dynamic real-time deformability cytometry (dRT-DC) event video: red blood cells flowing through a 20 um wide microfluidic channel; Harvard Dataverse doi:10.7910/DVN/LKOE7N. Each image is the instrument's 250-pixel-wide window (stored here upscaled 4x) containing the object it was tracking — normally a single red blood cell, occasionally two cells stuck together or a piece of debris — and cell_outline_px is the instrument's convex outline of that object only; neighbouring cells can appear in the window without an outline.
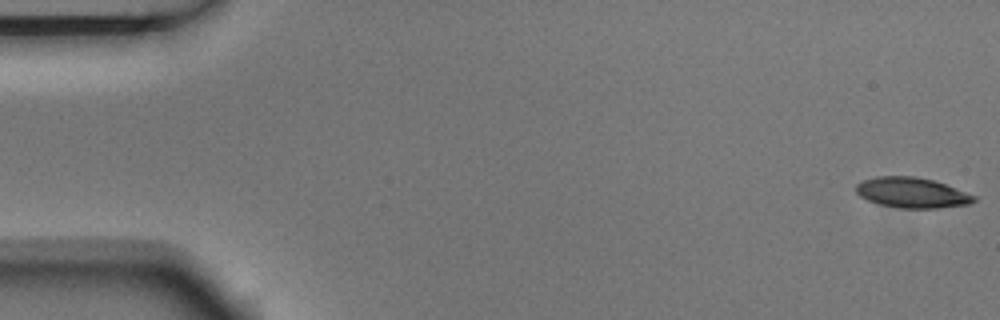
{"species": "Egyptian fruit bat (a non-hibernating species)", "species_latin": "Rousettus aegyptiacus", "temperature_condition": "room temperature", "stored_images_in_passage": 4, "camera_frame_rate_fps": 3000, "um_per_image_px": 0.085, "animal": {"sex": "male"}, "frame": {"image": 1, "passage_image": 1, "time_ms": 0.0, "image_size_px": [1000, 320], "cell_outline_px": [[976, 200], [968, 204], [940, 208], [900, 208], [880, 204], [868, 200], [860, 196], [856, 192], [856, 184], [864, 180], [876, 176], [916, 176], [932, 180], [944, 184], [976, 196]], "centroid_in_image_um": [77.5, 16.38], "position_along_channel_um": 7.5, "area_um2": 20.69}}